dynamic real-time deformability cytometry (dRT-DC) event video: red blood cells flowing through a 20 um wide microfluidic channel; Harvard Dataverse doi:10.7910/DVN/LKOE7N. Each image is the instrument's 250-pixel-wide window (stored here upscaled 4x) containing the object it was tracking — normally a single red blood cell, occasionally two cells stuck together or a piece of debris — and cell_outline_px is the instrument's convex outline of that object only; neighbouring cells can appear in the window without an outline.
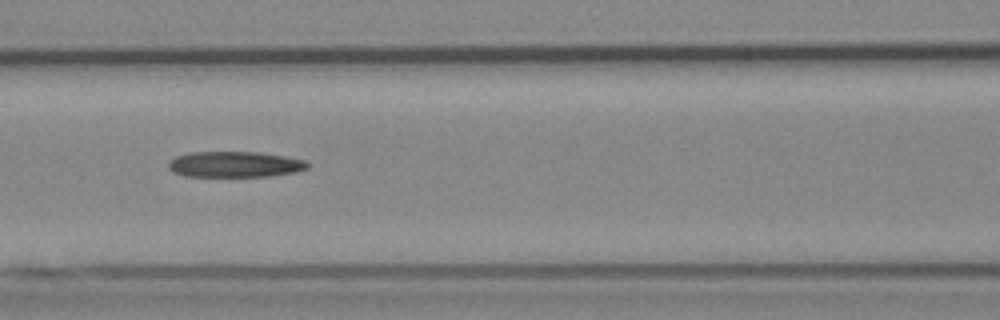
{"species": "Egyptian fruit bat (a non-hibernating species)", "species_latin": "Rousettus aegyptiacus", "temperature_condition": "cold", "stored_images_in_passage": 7, "camera_frame_rate_fps": 3000, "um_per_image_px": 0.085, "animal": {"sex": "female"}, "frame": {"image": 1, "passage_image": 4, "time_ms": 3.333, "image_size_px": [1000, 320], "cell_outline_px": [[308, 168], [296, 172], [272, 176], [184, 176], [172, 172], [168, 168], [168, 160], [176, 156], [188, 152], [260, 152], [284, 156], [304, 160], [308, 164]], "centroid_in_image_um": [19.92, 13.97], "position_along_channel_um": 146.7, "area_um2": 21.04}}
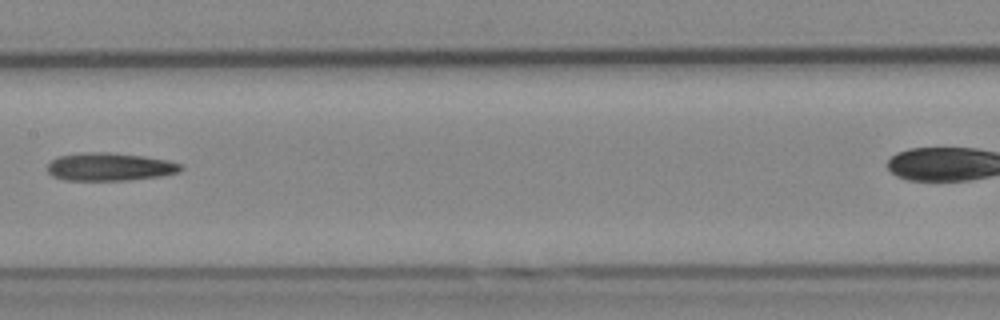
{"frame": {"image": 2, "passage_image": 5, "time_ms": 4.667, "image_size_px": [1000, 320], "cell_outline_px": [[184, 168], [180, 172], [160, 176], [128, 180], [64, 180], [52, 176], [48, 172], [48, 164], [56, 156], [84, 152], [112, 152], [144, 156], [168, 160], [180, 164]], "centroid_in_image_um": [9.32, 14.17], "position_along_channel_um": 198.1, "area_um2": 21.91}}